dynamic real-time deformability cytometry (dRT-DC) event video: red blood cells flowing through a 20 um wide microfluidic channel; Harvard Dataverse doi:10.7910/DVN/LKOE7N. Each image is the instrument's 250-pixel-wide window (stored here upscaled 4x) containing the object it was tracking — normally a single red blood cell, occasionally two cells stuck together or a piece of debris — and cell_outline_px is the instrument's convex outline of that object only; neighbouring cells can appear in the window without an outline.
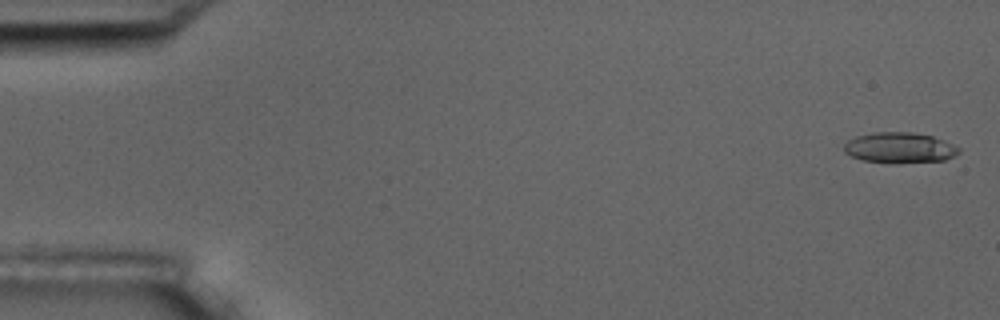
{"species": "common noctule bat (a hibernating species)", "species_latin": "Nyctalus noctula", "temperature_condition": "room temperature", "stored_images_in_passage": 5, "camera_frame_rate_fps": 3000, "um_per_image_px": 0.085, "animal": {"sex": "male", "body_mass_g": 17.5, "forearm_length_mm": 52.3}, "frame": {"image": 1, "passage_image": 1, "time_ms": 0.0, "image_size_px": [1000, 320], "cell_outline_px": [[960, 152], [956, 156], [944, 160], [864, 160], [852, 156], [844, 152], [844, 144], [848, 140], [856, 136], [872, 132], [912, 132], [932, 136], [944, 140], [960, 148]], "centroid_in_image_um": [76.47, 12.49], "position_along_channel_um": 8.5, "area_um2": 19.54}}
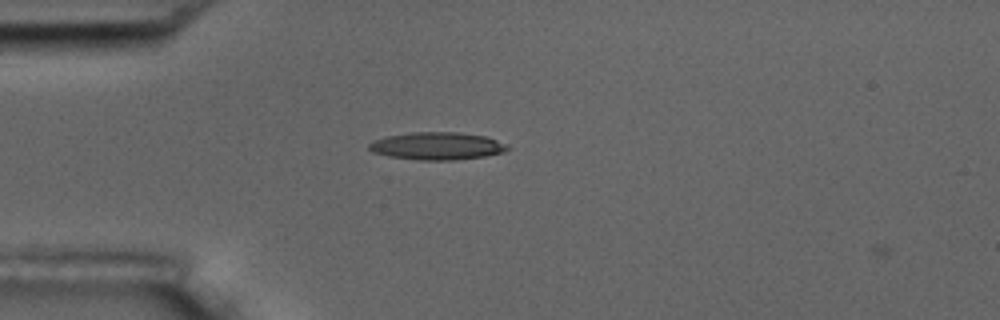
{"frame": {"image": 2, "passage_image": 5, "time_ms": 4.667, "image_size_px": [1000, 320], "cell_outline_px": [[512, 148], [504, 152], [484, 156], [456, 160], [420, 160], [388, 156], [372, 152], [368, 148], [368, 144], [376, 140], [388, 136], [412, 132], [460, 132], [484, 136], [508, 144]], "centroid_in_image_um": [37.19, 12.41], "position_along_channel_um": 47.8, "area_um2": 22.25}}